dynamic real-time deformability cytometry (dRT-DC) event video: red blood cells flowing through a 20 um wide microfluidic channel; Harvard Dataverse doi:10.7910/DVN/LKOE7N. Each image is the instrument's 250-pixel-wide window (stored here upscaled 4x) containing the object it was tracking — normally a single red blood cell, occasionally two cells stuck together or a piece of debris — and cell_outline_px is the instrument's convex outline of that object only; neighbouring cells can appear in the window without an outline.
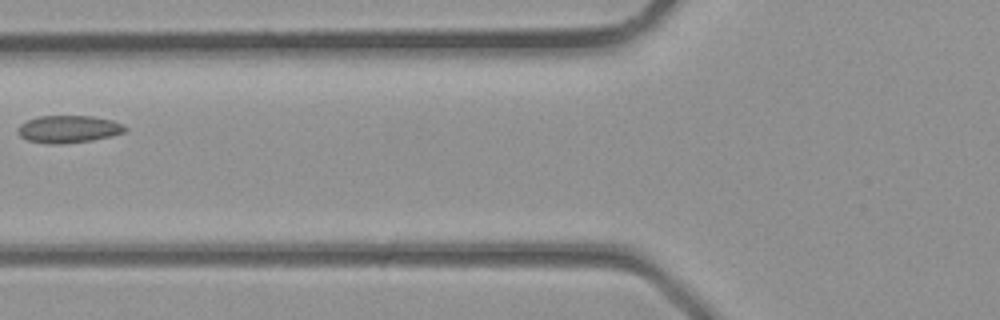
{"species": "common noctule bat (a hibernating species)", "species_latin": "Nyctalus noctula", "temperature_condition": "room temperature", "stored_images_in_passage": 3, "camera_frame_rate_fps": 3000, "um_per_image_px": 0.085, "animal": {"sex": "male", "body_mass_g": 23.1, "forearm_length_mm": 52.7}, "frame": {"image": 1, "passage_image": 3, "time_ms": 0.667, "image_size_px": [1000, 320], "cell_outline_px": [[128, 128], [124, 132], [92, 140], [60, 144], [48, 144], [28, 140], [20, 136], [20, 124], [28, 120], [40, 116], [92, 116], [112, 120], [124, 124]], "centroid_in_image_um": [5.86, 10.97], "position_along_channel_um": 119.9, "area_um2": 16.88}}